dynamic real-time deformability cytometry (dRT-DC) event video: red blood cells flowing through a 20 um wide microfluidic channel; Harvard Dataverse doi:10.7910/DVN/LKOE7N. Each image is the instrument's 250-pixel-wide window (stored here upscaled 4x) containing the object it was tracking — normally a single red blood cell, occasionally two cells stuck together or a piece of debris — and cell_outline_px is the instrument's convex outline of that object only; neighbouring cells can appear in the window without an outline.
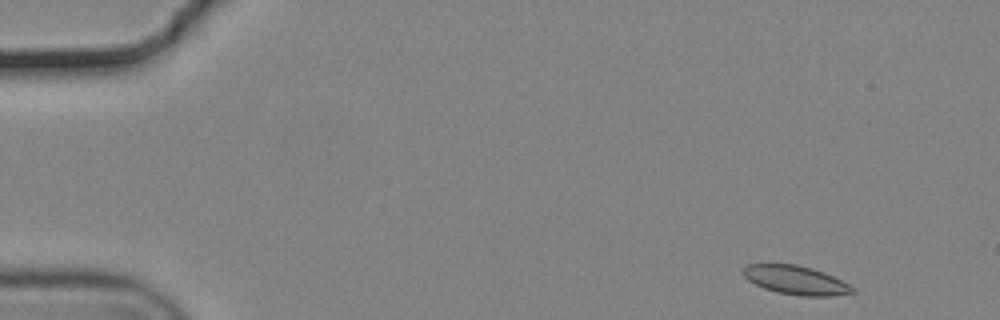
{"species": "common noctule bat (a hibernating species)", "species_latin": "Nyctalus noctula", "temperature_condition": "cold", "stored_images_in_passage": 13, "camera_frame_rate_fps": 3000, "um_per_image_px": 0.085, "animal": {"sex": "male", "body_mass_g": 19.2, "forearm_length_mm": 51.8}, "frame": {"image": 1, "passage_image": 2, "time_ms": 0.333, "image_size_px": [1000, 320], "cell_outline_px": [[856, 292], [832, 296], [800, 296], [776, 292], [764, 288], [748, 280], [740, 272], [748, 264], [796, 264], [812, 268], [824, 272], [856, 288]], "centroid_in_image_um": [67.64, 23.81], "position_along_channel_um": 17.4, "area_um2": 18.38}}